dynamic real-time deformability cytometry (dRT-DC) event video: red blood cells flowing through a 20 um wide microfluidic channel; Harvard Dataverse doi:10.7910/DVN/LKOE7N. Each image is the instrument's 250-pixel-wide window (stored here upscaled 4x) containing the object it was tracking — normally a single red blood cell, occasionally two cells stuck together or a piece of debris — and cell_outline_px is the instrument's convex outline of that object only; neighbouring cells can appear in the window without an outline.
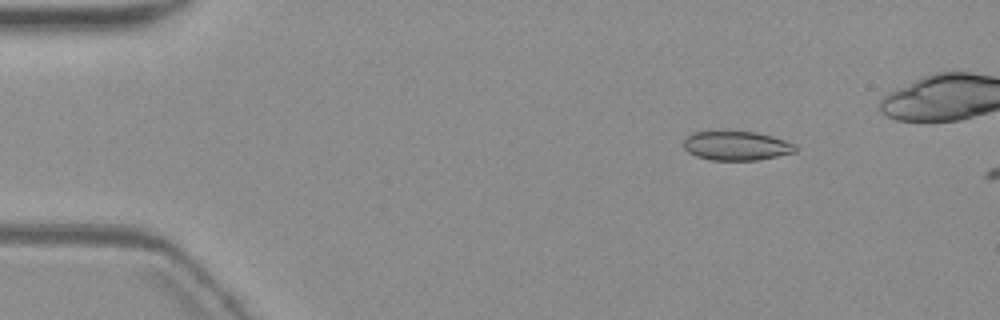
{"species": "common noctule bat (a hibernating species)", "species_latin": "Nyctalus noctula", "temperature_condition": "warm", "stored_images_in_passage": 4, "camera_frame_rate_fps": 3000, "um_per_image_px": 0.085, "animal": {"sex": "female", "body_mass_g": 19.3, "forearm_length_mm": 54.1}, "frame": {"image": 1, "passage_image": 3, "time_ms": 2.0, "image_size_px": [1000, 320], "cell_outline_px": [[796, 152], [760, 160], [708, 160], [696, 156], [688, 152], [684, 148], [684, 140], [692, 132], [756, 132], [788, 140], [796, 144]], "centroid_in_image_um": [62.64, 12.4], "position_along_channel_um": 22.4, "area_um2": 19.07}}